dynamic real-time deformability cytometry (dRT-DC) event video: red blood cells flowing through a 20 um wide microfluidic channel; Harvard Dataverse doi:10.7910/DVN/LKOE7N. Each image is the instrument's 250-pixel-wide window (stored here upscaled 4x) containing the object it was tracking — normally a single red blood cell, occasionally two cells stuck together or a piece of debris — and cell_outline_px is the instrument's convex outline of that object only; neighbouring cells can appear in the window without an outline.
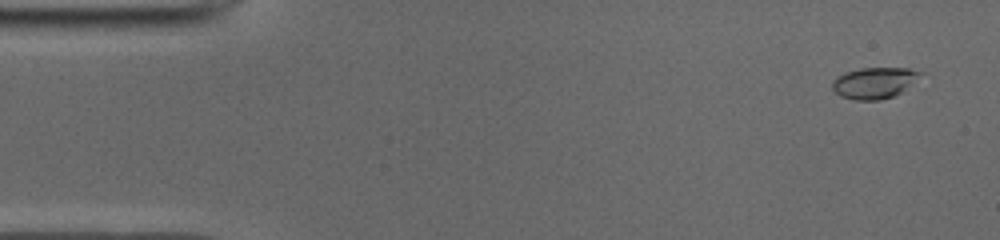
{"species": "common noctule bat (a hibernating species)", "species_latin": "Nyctalus noctula", "temperature_condition": "cold", "stored_images_in_passage": 51, "camera_frame_rate_fps": 3000, "um_per_image_px": 0.085, "animal": {"sex": "male", "body_mass_g": 19.0, "forearm_length_mm": 50.8}, "frame": {"image": 1, "passage_image": 3, "time_ms": 0.667, "image_size_px": [1000, 240], "cell_outline_px": [[924, 72], [900, 92], [892, 96], [880, 100], [852, 100], [840, 96], [832, 88], [832, 80], [836, 76], [844, 72], [860, 68], [908, 68]], "centroid_in_image_um": [74.24, 7.04], "position_along_channel_um": 10.8, "area_um2": 15.9}}
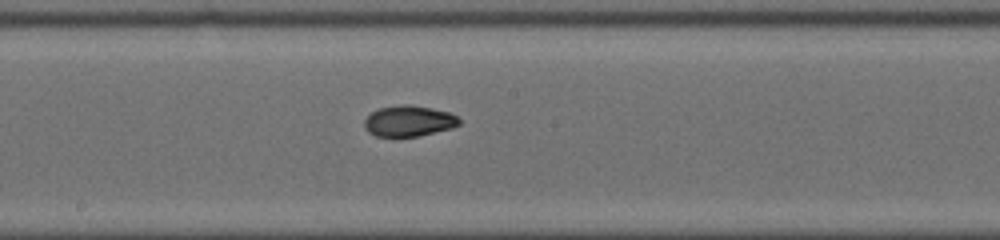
{"frame": {"image": 2, "passage_image": 27, "time_ms": 8.667, "image_size_px": [1000, 240], "cell_outline_px": [[460, 124], [452, 128], [420, 136], [376, 136], [368, 132], [364, 124], [364, 120], [372, 112], [380, 108], [404, 104], [408, 104], [432, 108], [448, 112], [456, 116], [460, 120]], "centroid_in_image_um": [34.76, 10.29], "position_along_channel_um": 213.4, "area_um2": 16.94}}
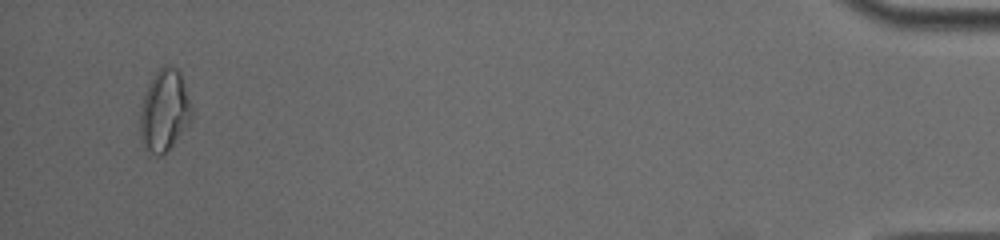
{"frame": {"image": 3, "passage_image": 49, "time_ms": 16.0, "image_size_px": [1000, 240], "cell_outline_px": [[192, 120], [164, 156], [148, 156], [140, 140], [140, 108], [148, 84], [152, 76], [164, 64], [168, 64], [176, 68], [180, 72], [192, 108]], "centroid_in_image_um": [13.95, 9.46], "position_along_channel_um": 421.2, "area_um2": 25.09}, "authors_computed_cell_mechanics": {"area_um2": 16.8198, "velocity_mm_per_s": 3.9627, "shape_relaxation_time_tau1_ms": null, "shape_relaxation_time_tau2_ms": 2.1001, "deformation_change_tau1": null, "deformation_change_tau2": 0.0584}}